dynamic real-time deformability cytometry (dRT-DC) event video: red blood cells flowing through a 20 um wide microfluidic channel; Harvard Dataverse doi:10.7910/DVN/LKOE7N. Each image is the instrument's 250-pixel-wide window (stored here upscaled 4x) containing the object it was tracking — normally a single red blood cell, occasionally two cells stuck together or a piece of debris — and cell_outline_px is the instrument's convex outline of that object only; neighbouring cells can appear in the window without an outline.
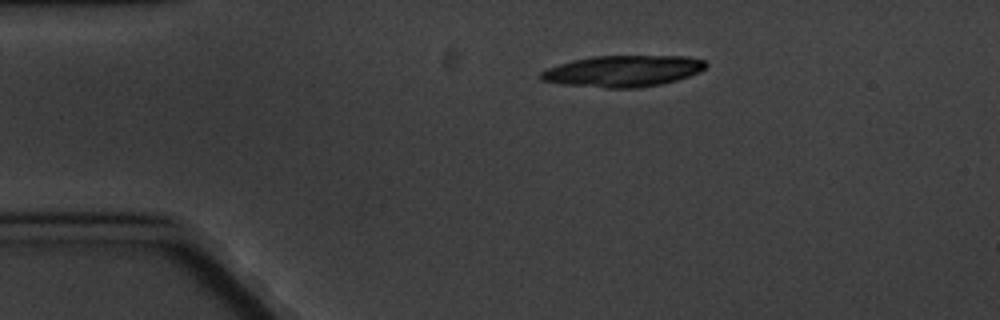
{"species": "common noctule bat (a hibernating species)", "species_latin": "Nyctalus noctula", "temperature_condition": "cold", "stored_images_in_passage": 3, "camera_frame_rate_fps": 3000, "um_per_image_px": 0.085, "animal": {"sex": "male", "body_mass_g": 20.1, "forearm_length_mm": 53.5}, "frame": {"image": 1, "passage_image": 1, "time_ms": 0.0, "image_size_px": [1000, 320], "cell_outline_px": [[708, 64], [700, 72], [676, 80], [660, 84], [636, 88], [604, 88], [564, 84], [540, 80], [536, 76], [540, 72], [548, 68], [572, 60], [592, 56], [688, 56], [704, 60]], "centroid_in_image_um": [52.93, 6.04], "position_along_channel_um": 32.1, "area_um2": 30.17}}